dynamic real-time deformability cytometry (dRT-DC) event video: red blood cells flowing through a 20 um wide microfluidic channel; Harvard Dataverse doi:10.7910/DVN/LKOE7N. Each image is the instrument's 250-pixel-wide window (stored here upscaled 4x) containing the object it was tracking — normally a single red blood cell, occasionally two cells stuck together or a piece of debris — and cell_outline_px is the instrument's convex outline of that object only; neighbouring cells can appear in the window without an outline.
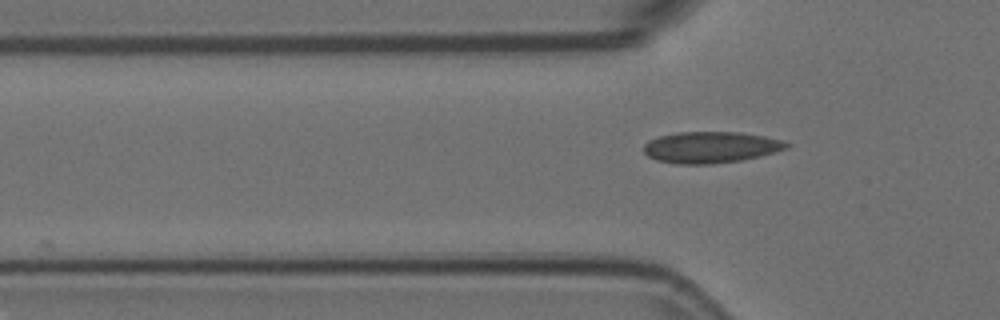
{"species": "Egyptian fruit bat (a non-hibernating species)", "species_latin": "Rousettus aegyptiacus", "temperature_condition": "room temperature", "stored_images_in_passage": 3, "camera_frame_rate_fps": 3000, "um_per_image_px": 0.085, "animal": {"sex": "female"}, "frame": {"image": 1, "passage_image": 3, "time_ms": 0.667, "image_size_px": [1000, 320], "cell_outline_px": [[792, 144], [788, 148], [760, 156], [740, 160], [708, 164], [676, 164], [656, 160], [648, 156], [644, 152], [644, 144], [648, 140], [660, 136], [676, 132], [740, 132], [764, 136], [784, 140]], "centroid_in_image_um": [60.42, 12.51], "position_along_channel_um": 65.4, "area_um2": 26.18}}